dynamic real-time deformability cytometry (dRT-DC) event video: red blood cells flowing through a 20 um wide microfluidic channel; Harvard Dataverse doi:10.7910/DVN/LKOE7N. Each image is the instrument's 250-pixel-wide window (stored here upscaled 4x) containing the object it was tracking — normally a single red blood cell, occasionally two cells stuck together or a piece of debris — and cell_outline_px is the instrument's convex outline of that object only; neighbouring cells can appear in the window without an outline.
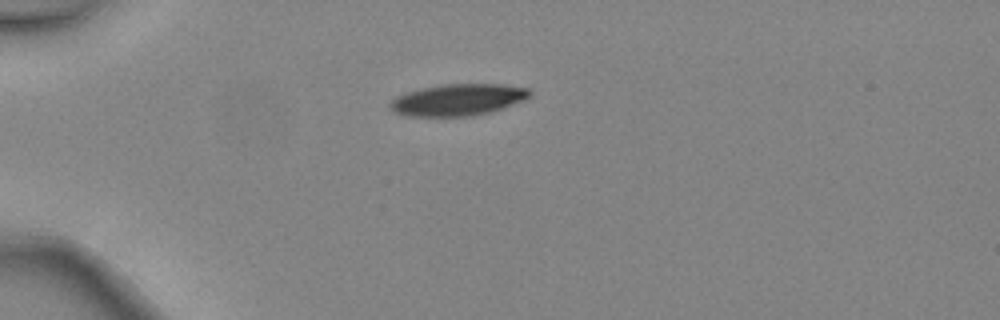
{"species": "common noctule bat (a hibernating species)", "species_latin": "Nyctalus noctula", "temperature_condition": "warm", "stored_images_in_passage": 3, "camera_frame_rate_fps": 3000, "um_per_image_px": 0.085, "animal": {"sex": "female", "body_mass_g": 24.6, "forearm_length_mm": 56.2}, "frame": {"image": 1, "passage_image": 1, "time_ms": 0.0, "image_size_px": [1000, 320], "cell_outline_px": [[532, 92], [524, 100], [504, 108], [472, 116], [404, 116], [392, 112], [388, 104], [396, 96], [420, 88], [444, 84], [504, 84], [528, 88]], "centroid_in_image_um": [38.9, 8.48], "position_along_channel_um": 46.1, "area_um2": 25.89}}
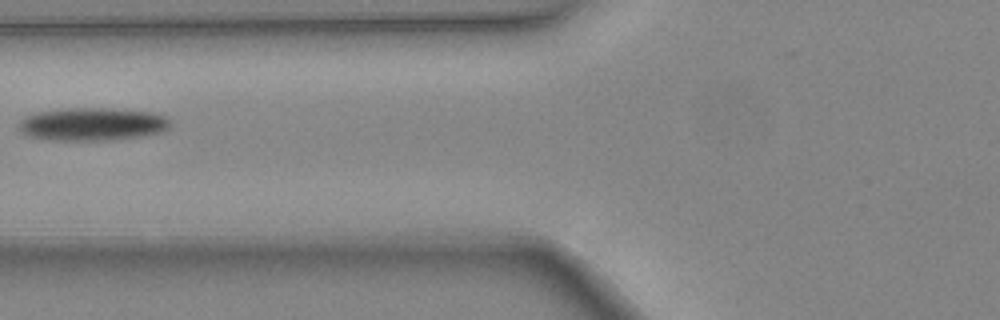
{"frame": {"image": 2, "passage_image": 3, "time_ms": 0.667, "image_size_px": [1000, 320], "cell_outline_px": [[172, 124], [168, 128], [160, 132], [140, 136], [116, 140], [48, 140], [28, 136], [20, 132], [16, 128], [16, 124], [24, 116], [36, 112], [68, 108], [112, 108], [152, 112], [164, 116], [172, 120]], "centroid_in_image_um": [7.8, 10.55], "position_along_channel_um": 118.0, "area_um2": 29.59}}